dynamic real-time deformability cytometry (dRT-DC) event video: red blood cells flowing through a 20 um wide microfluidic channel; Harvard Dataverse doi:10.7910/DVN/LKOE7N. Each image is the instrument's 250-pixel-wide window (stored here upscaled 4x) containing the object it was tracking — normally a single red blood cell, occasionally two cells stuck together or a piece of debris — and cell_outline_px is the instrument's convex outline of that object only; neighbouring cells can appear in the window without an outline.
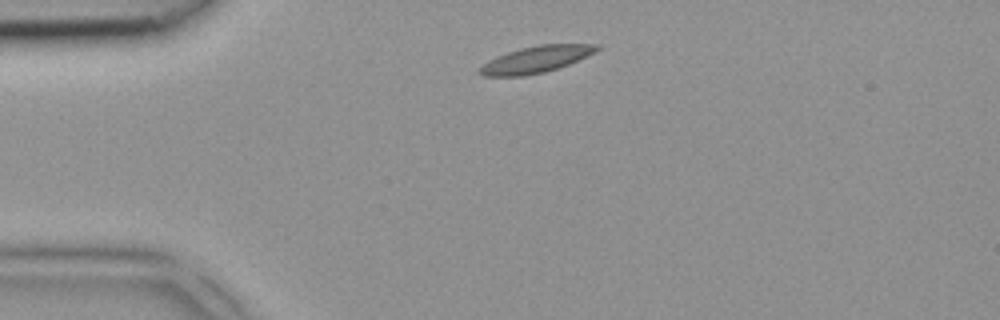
{"species": "common noctule bat (a hibernating species)", "species_latin": "Nyctalus noctula", "temperature_condition": "room temperature", "stored_images_in_passage": 2, "camera_frame_rate_fps": 3000, "um_per_image_px": 0.085, "animal": {"sex": "female", "body_mass_g": 18.4}, "frame": {"image": 1, "passage_image": 1, "time_ms": 0.0, "image_size_px": [1000, 320], "cell_outline_px": [[600, 48], [568, 64], [544, 72], [524, 76], [484, 76], [480, 72], [480, 68], [488, 60], [496, 56], [520, 48], [540, 44], [600, 44]], "centroid_in_image_um": [45.52, 5.04], "position_along_channel_um": 39.5, "area_um2": 17.74}}